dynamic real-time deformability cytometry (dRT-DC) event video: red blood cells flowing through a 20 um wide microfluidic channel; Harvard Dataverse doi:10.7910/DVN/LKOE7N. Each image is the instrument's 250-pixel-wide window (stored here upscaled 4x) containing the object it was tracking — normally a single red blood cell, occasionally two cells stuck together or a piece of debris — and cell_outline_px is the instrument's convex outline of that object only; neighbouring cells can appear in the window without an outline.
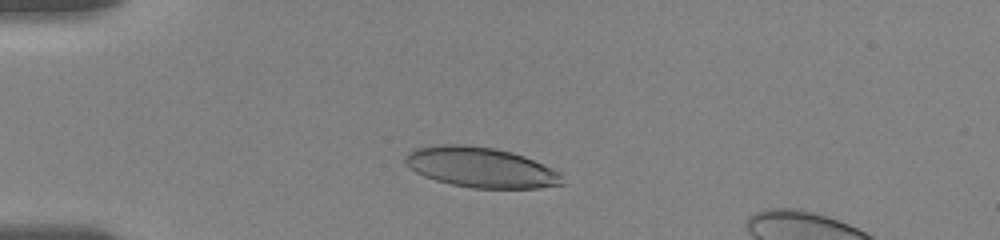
{"species": "human", "species_latin": "Homo sapiens", "temperature_condition": "room temperature", "stored_images_in_passage": 44, "camera_frame_rate_fps": 3000, "um_per_image_px": 0.085, "donor": {"sex": "female"}, "frame": {"image": 1, "passage_image": 10, "time_ms": 3.0, "image_size_px": [1000, 240], "cell_outline_px": [[564, 184], [540, 188], [472, 188], [452, 184], [436, 180], [424, 176], [416, 172], [404, 160], [404, 156], [408, 152], [416, 148], [440, 144], [468, 144], [496, 148], [512, 152], [524, 156], [552, 168], [560, 172]], "centroid_in_image_um": [40.88, 14.22], "position_along_channel_um": 44.1, "area_um2": 36.88}}
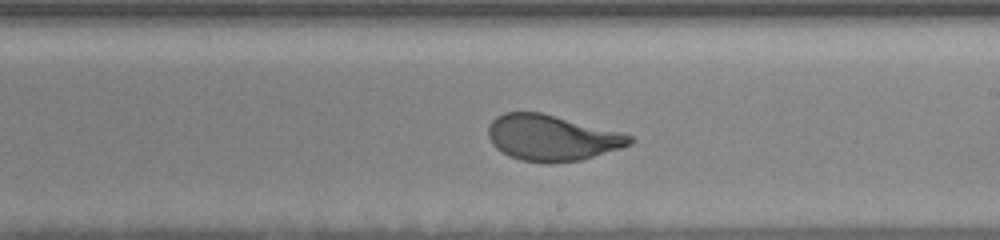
{"frame": {"image": 2, "passage_image": 29, "time_ms": 9.333, "image_size_px": [1000, 240], "cell_outline_px": [[636, 140], [632, 144], [620, 148], [580, 160], [548, 164], [520, 160], [508, 156], [496, 148], [492, 144], [488, 136], [488, 124], [496, 116], [504, 112], [540, 112], [624, 132], [632, 136]], "centroid_in_image_um": [46.91, 11.71], "position_along_channel_um": 242.1, "area_um2": 38.21}}
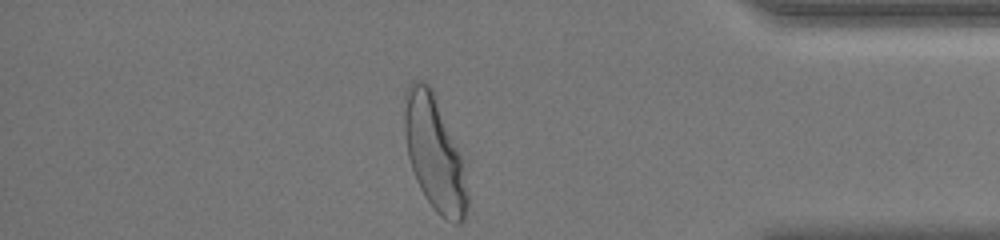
{"frame": {"image": 3, "passage_image": 44, "time_ms": 14.333, "image_size_px": [1000, 240], "cell_outline_px": [[468, 204], [464, 220], [460, 224], [456, 224], [440, 216], [432, 208], [424, 196], [416, 180], [408, 156], [404, 132], [404, 96], [408, 84], [412, 80], [420, 80], [428, 84], [432, 88], [460, 156], [468, 192]], "centroid_in_image_um": [36.89, 13.05], "position_along_channel_um": 398.3, "area_um2": 41.56}, "authors_computed_cell_mechanics": {"area_um2": 38.1769, "velocity_mm_per_s": 3.6023, "shape_relaxation_time_tau1_ms": 4.1752, "shape_relaxation_time_tau2_ms": null, "deformation_change_tau1": 0.203, "deformation_change_tau2": null}}